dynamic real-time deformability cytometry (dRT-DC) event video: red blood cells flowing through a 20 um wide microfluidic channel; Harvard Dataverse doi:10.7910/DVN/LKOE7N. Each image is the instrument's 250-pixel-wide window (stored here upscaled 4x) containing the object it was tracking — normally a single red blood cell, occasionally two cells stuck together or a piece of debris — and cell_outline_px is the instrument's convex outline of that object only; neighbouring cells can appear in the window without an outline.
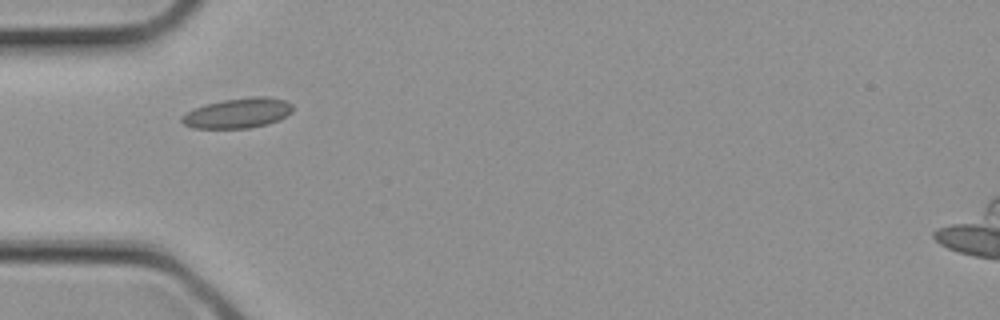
{"species": "common noctule bat (a hibernating species)", "species_latin": "Nyctalus noctula", "temperature_condition": "cold", "stored_images_in_passage": 2, "camera_frame_rate_fps": 3000, "um_per_image_px": 0.085, "animal": {"sex": "female", "body_mass_g": 21.9}, "frame": {"image": 1, "passage_image": 2, "time_ms": 0.333, "image_size_px": [1000, 320], "cell_outline_px": [[292, 112], [280, 120], [268, 124], [248, 128], [192, 128], [184, 124], [180, 120], [180, 116], [196, 108], [208, 104], [224, 100], [252, 96], [268, 96], [288, 100], [292, 104]], "centroid_in_image_um": [20.27, 9.61], "position_along_channel_um": 64.7, "area_um2": 19.48}}